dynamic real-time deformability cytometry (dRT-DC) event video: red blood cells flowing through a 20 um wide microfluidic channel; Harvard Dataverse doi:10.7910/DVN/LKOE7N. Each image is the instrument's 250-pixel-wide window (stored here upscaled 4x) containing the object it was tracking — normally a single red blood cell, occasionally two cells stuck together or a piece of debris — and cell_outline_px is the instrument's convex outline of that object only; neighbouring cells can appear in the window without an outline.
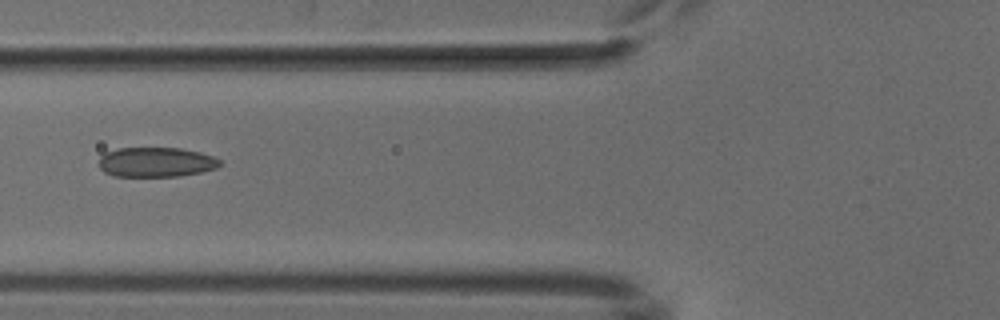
{"species": "common noctule bat (a hibernating species)", "species_latin": "Nyctalus noctula", "temperature_condition": "cold", "stored_images_in_passage": 6, "camera_frame_rate_fps": 3000, "um_per_image_px": 0.085, "animal": {"sex": "male", "body_mass_g": 18.8}, "frame": {"image": 1, "passage_image": 5, "time_ms": 5.667, "image_size_px": [1000, 320], "cell_outline_px": [[220, 164], [216, 168], [200, 172], [180, 176], [112, 176], [104, 172], [100, 168], [100, 156], [104, 152], [116, 148], [180, 148], [200, 152], [212, 156], [220, 160]], "centroid_in_image_um": [13.23, 13.78], "position_along_channel_um": 112.6, "area_um2": 20.98}}
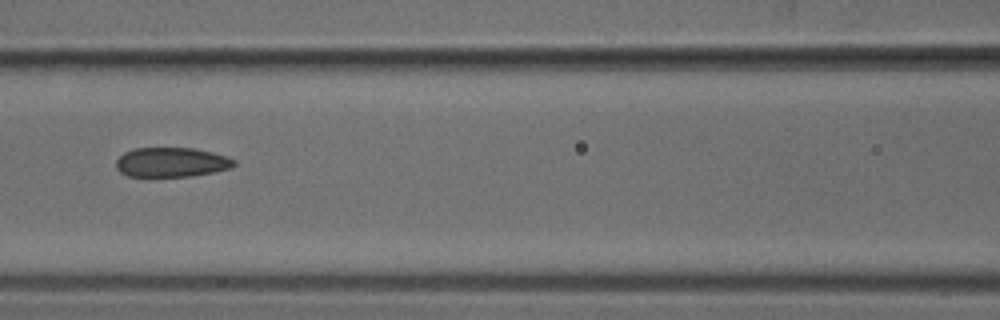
{"frame": {"image": 2, "passage_image": 6, "time_ms": 6.667, "image_size_px": [1000, 320], "cell_outline_px": [[236, 164], [232, 168], [192, 176], [128, 176], [120, 172], [116, 168], [116, 160], [124, 152], [136, 148], [192, 148], [212, 152], [228, 156], [236, 160]], "centroid_in_image_um": [14.59, 13.79], "position_along_channel_um": 152.0, "area_um2": 20.35}}